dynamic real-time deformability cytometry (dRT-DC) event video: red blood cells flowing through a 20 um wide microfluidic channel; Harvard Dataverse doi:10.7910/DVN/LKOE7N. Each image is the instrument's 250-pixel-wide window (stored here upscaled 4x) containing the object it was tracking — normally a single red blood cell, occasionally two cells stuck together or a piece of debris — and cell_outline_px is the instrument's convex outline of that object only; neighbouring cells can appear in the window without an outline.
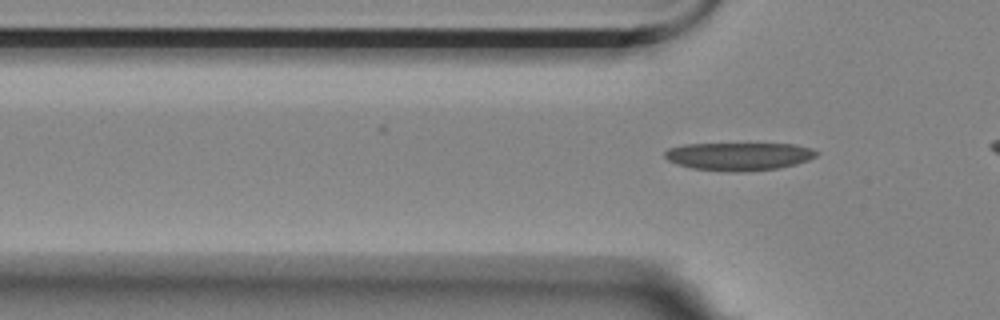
{"species": "Egyptian fruit bat (a non-hibernating species)", "species_latin": "Rousettus aegyptiacus", "temperature_condition": "room temperature", "stored_images_in_passage": 5, "segment_of_instrument_passage": [2, 2], "camera_frame_rate_fps": 3000, "um_per_image_px": 0.085, "animal": {"sex": "female"}, "frame": {"image": 1, "passage_image": 5, "time_ms": 1.333, "image_size_px": [1000, 320], "cell_outline_px": [[820, 152], [816, 156], [808, 160], [796, 164], [780, 168], [736, 172], [732, 172], [692, 168], [676, 164], [668, 160], [664, 156], [664, 152], [668, 148], [684, 144], [796, 144], [812, 148]], "centroid_in_image_um": [62.82, 13.28], "position_along_channel_um": 63.0, "area_um2": 24.8}}